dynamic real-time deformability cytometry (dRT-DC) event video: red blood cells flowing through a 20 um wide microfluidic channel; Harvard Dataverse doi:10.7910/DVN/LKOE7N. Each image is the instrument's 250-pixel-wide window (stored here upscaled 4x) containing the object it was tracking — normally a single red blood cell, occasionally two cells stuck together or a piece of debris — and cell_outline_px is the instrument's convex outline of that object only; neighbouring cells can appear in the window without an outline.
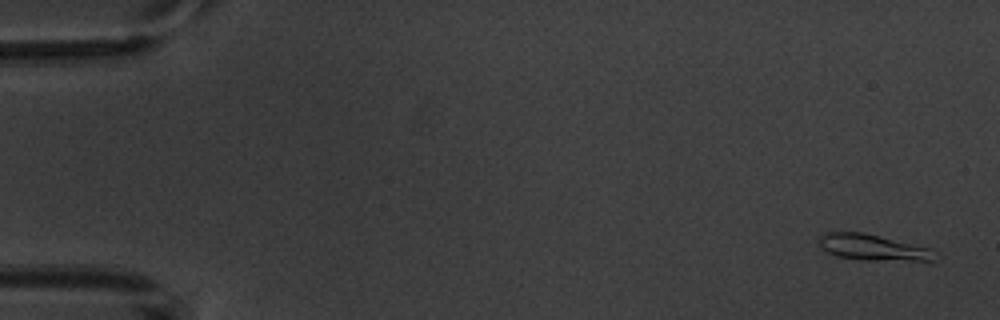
{"species": "common noctule bat (a hibernating species)", "species_latin": "Nyctalus noctula", "temperature_condition": "warm", "stored_images_in_passage": 5, "camera_frame_rate_fps": 3000, "um_per_image_px": 0.085, "animal": {"sex": "male", "body_mass_g": 20.1, "forearm_length_mm": 53.5}, "frame": {"image": 1, "passage_image": 1, "time_ms": 0.0, "image_size_px": [1000, 320], "cell_outline_px": [[932, 264], [860, 260], [836, 256], [820, 248], [820, 236], [828, 232], [864, 232], [928, 248], [932, 260]], "centroid_in_image_um": [74.22, 21.09], "position_along_channel_um": 10.8, "area_um2": 17.98}}